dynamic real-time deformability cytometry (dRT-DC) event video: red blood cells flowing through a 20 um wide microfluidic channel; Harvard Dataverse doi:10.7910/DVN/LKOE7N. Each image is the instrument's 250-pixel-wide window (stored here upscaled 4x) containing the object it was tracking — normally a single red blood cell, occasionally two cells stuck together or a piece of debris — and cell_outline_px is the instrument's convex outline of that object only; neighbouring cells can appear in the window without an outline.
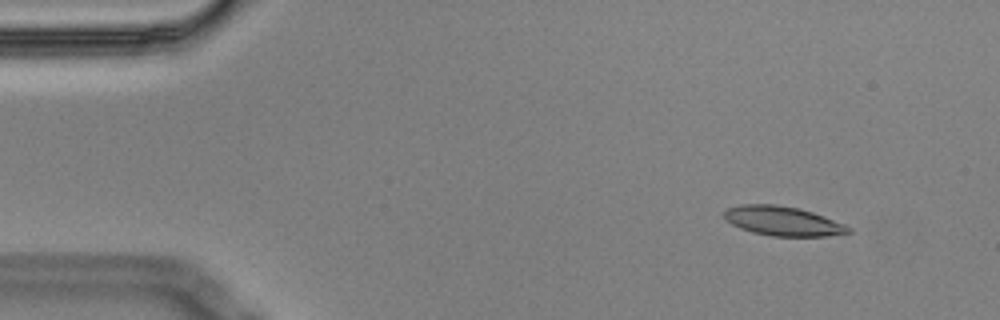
{"species": "Egyptian fruit bat (a non-hibernating species)", "species_latin": "Rousettus aegyptiacus", "temperature_condition": "cold", "stored_images_in_passage": 5, "camera_frame_rate_fps": 3000, "um_per_image_px": 0.085, "animal": {"sex": "male"}, "frame": {"image": 1, "passage_image": 2, "time_ms": 0.333, "image_size_px": [1000, 320], "cell_outline_px": [[852, 232], [824, 236], [772, 236], [752, 232], [740, 228], [732, 224], [724, 216], [724, 212], [728, 208], [740, 204], [776, 204], [800, 208], [812, 212], [844, 224], [852, 228]], "centroid_in_image_um": [66.54, 18.78], "position_along_channel_um": 18.5, "area_um2": 21.15}}
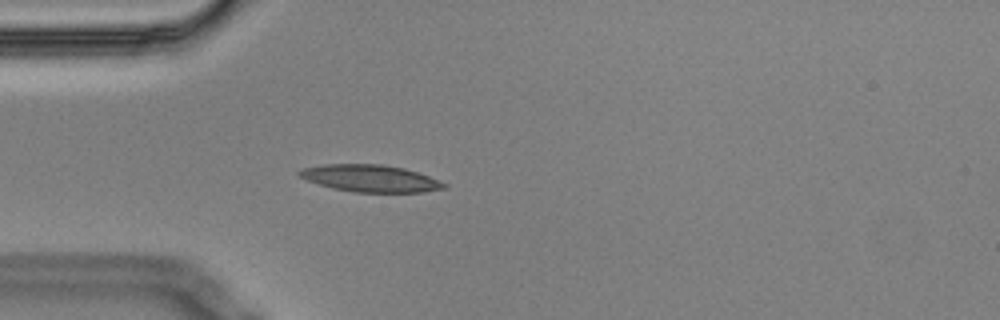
{"frame": {"image": 2, "passage_image": 5, "time_ms": 1.333, "image_size_px": [1000, 320], "cell_outline_px": [[448, 184], [444, 188], [424, 192], [352, 192], [332, 188], [308, 180], [300, 176], [296, 172], [304, 168], [324, 164], [380, 164], [404, 168], [428, 176]], "centroid_in_image_um": [31.48, 15.16], "position_along_channel_um": 53.5, "area_um2": 22.6}}